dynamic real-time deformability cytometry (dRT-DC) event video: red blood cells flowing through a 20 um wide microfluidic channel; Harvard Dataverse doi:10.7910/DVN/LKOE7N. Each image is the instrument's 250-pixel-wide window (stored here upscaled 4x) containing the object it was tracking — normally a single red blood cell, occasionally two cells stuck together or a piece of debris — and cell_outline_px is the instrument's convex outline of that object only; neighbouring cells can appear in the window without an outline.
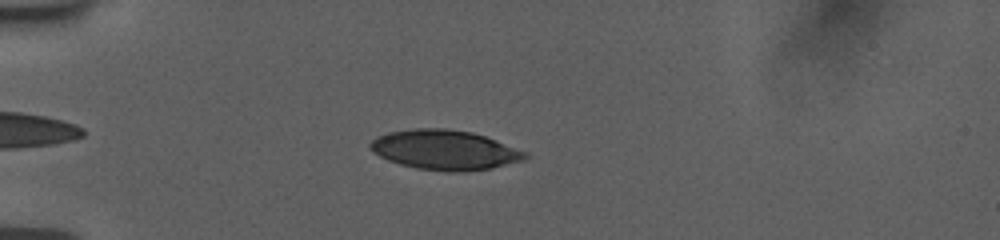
{"species": "human", "species_latin": "Homo sapiens", "temperature_condition": "room temperature", "stored_images_in_passage": 43, "camera_frame_rate_fps": 3000, "um_per_image_px": 0.085, "donor": {"sex": "female"}, "frame": {"image": 1, "passage_image": 8, "time_ms": 2.333, "image_size_px": [1000, 240], "cell_outline_px": [[528, 156], [524, 160], [492, 168], [464, 172], [452, 172], [416, 168], [400, 164], [388, 160], [372, 152], [368, 148], [368, 144], [376, 136], [388, 132], [416, 128], [444, 128], [472, 132], [484, 136], [528, 152]], "centroid_in_image_um": [37.78, 12.74], "position_along_channel_um": 47.2, "area_um2": 36.01}}
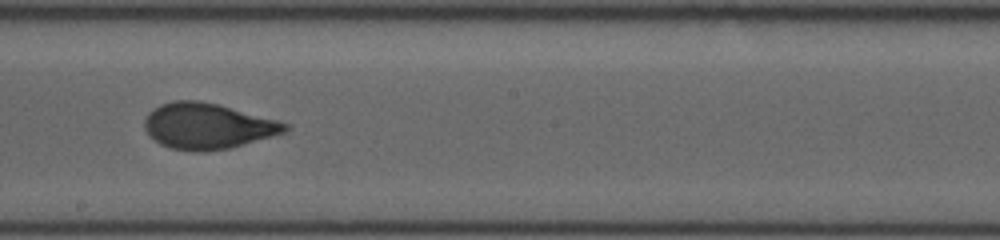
{"frame": {"image": 2, "passage_image": 25, "time_ms": 8.0, "image_size_px": [1000, 240], "cell_outline_px": [[292, 128], [288, 132], [228, 148], [204, 152], [196, 152], [172, 148], [160, 144], [144, 128], [144, 120], [148, 112], [160, 104], [172, 100], [200, 100], [280, 120], [292, 124]], "centroid_in_image_um": [17.69, 10.71], "position_along_channel_um": 230.5, "area_um2": 37.69}}
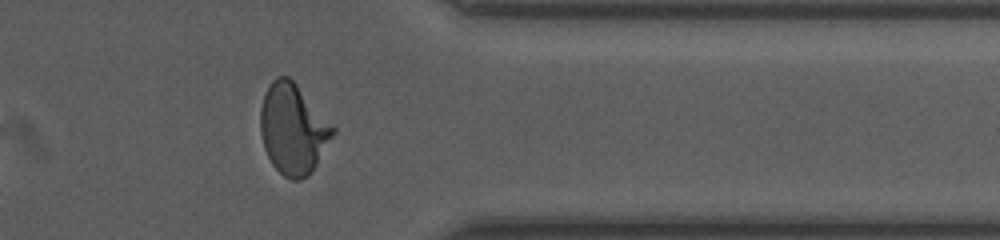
{"frame": {"image": 3, "passage_image": 38, "time_ms": 12.333, "image_size_px": [1000, 240], "cell_outline_px": [[336, 132], [312, 172], [308, 176], [300, 180], [292, 180], [284, 176], [272, 164], [264, 148], [260, 132], [260, 108], [264, 96], [272, 80], [276, 76], [288, 76], [296, 84], [336, 128]], "centroid_in_image_um": [24.91, 10.99], "position_along_channel_um": 386.5, "area_um2": 38.03}, "authors_computed_cell_mechanics": {"area_um2": 36.703, "velocity_mm_per_s": 3.7645, "shape_relaxation_time_tau1_ms": 5.8001, "shape_relaxation_time_tau2_ms": null, "deformation_change_tau1": 0.2041, "deformation_change_tau2": null}}